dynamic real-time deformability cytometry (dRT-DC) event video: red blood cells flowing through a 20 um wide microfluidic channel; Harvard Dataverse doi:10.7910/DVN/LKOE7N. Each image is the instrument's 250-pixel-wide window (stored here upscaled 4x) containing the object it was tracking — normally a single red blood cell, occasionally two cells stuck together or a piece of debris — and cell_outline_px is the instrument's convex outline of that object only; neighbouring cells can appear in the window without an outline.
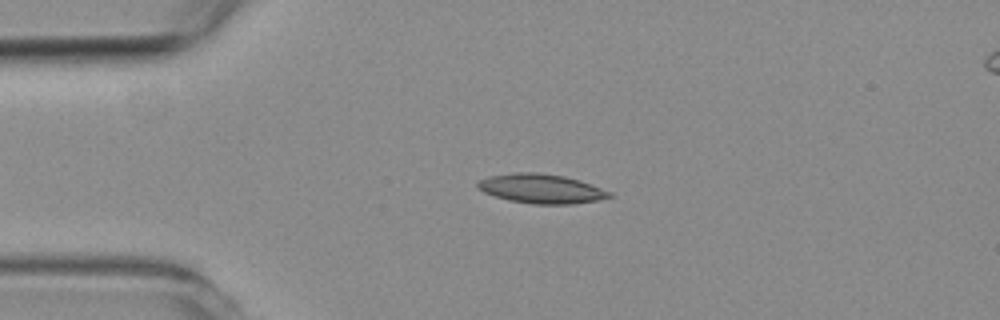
{"species": "common noctule bat (a hibernating species)", "species_latin": "Nyctalus noctula", "temperature_condition": "room temperature", "stored_images_in_passage": 6, "camera_frame_rate_fps": 3000, "um_per_image_px": 0.085, "animal": {"sex": "female", "body_mass_g": 19.3, "forearm_length_mm": 54.1}, "frame": {"image": 1, "passage_image": 4, "time_ms": 3.667, "image_size_px": [1000, 320], "cell_outline_px": [[612, 196], [596, 200], [572, 204], [532, 204], [508, 200], [484, 192], [476, 188], [476, 184], [480, 180], [488, 176], [516, 172], [536, 172], [564, 176], [580, 180], [612, 192]], "centroid_in_image_um": [45.98, 16.03], "position_along_channel_um": 39.0, "area_um2": 22.48}}